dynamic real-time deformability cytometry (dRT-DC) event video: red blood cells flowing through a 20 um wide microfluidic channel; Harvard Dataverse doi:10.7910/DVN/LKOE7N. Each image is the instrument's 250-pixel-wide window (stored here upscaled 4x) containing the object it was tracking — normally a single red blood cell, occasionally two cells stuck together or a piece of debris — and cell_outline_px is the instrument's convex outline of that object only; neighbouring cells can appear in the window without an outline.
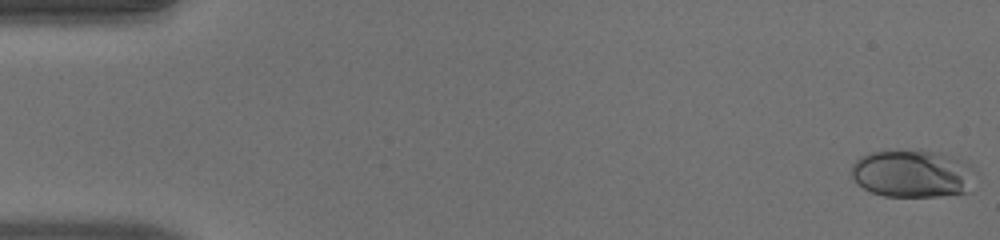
{"species": "human", "species_latin": "Homo sapiens", "temperature_condition": "warm", "stored_images_in_passage": 51, "camera_frame_rate_fps": 3000, "um_per_image_px": 0.085, "donor": {"sex": "male"}, "frame": {"image": 1, "passage_image": 1, "time_ms": 0.0, "image_size_px": [1000, 240], "cell_outline_px": [[972, 168], [968, 192], [940, 196], [884, 196], [872, 192], [856, 184], [852, 180], [852, 164], [860, 156], [868, 152], [920, 148], [940, 152], [968, 164]], "centroid_in_image_um": [77.47, 14.73], "position_along_channel_um": 7.5, "area_um2": 34.62}}
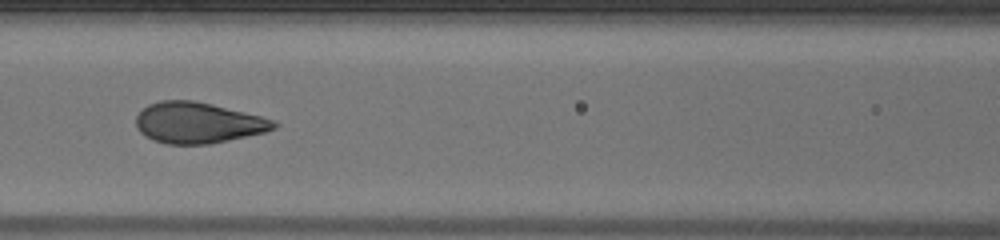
{"frame": {"image": 2, "passage_image": 23, "time_ms": 7.333, "image_size_px": [1000, 240], "cell_outline_px": [[280, 124], [276, 128], [264, 132], [228, 140], [208, 144], [168, 144], [152, 140], [144, 136], [136, 128], [136, 116], [148, 104], [160, 100], [192, 100], [212, 104], [260, 116], [272, 120]], "centroid_in_image_um": [16.79, 10.43], "position_along_channel_um": 149.8, "area_um2": 32.77}}
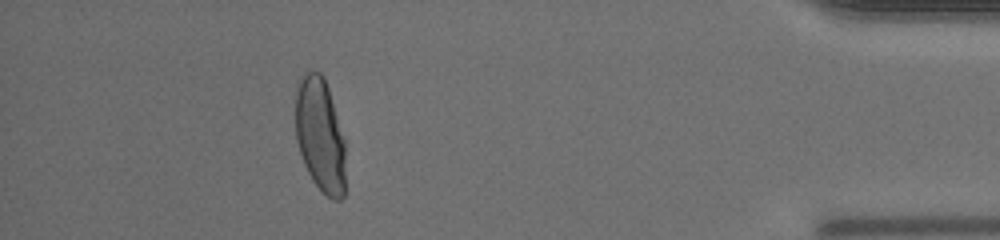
{"frame": {"image": 3, "passage_image": 46, "time_ms": 15.0, "image_size_px": [1000, 240], "cell_outline_px": [[344, 196], [340, 200], [332, 200], [312, 180], [304, 164], [296, 140], [296, 84], [300, 76], [304, 72], [312, 68], [320, 72], [324, 76], [328, 88], [344, 140]], "centroid_in_image_um": [27.18, 11.41], "position_along_channel_um": 408.0, "area_um2": 33.23}, "authors_computed_cell_mechanics": {"area_um2": 32.946, "velocity_mm_per_s": 4.0408, "shape_relaxation_time_tau1_ms": 4.7819, "shape_relaxation_time_tau2_ms": null, "deformation_change_tau1": 0.2282, "deformation_change_tau2": null}}